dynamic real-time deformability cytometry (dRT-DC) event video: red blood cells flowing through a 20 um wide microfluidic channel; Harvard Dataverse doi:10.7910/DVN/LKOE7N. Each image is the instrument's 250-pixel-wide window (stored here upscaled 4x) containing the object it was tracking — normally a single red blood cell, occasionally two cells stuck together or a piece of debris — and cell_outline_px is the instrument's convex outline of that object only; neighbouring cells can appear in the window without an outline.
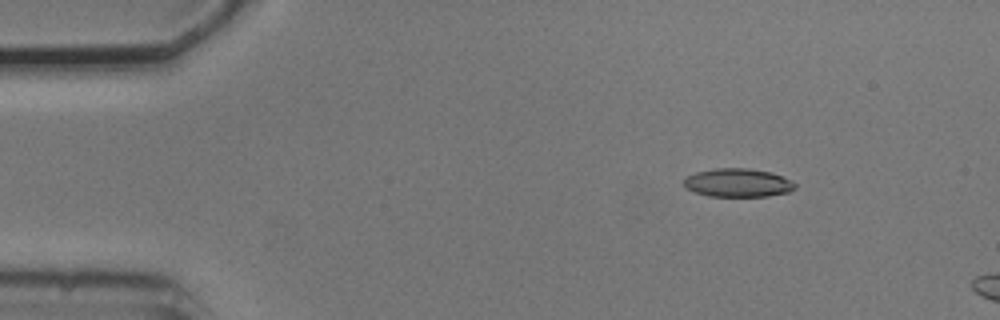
{"species": "common noctule bat (a hibernating species)", "species_latin": "Nyctalus noctula", "temperature_condition": "cold", "stored_images_in_passage": 12, "camera_frame_rate_fps": 3000, "um_per_image_px": 0.085, "animal": {"sex": "male", "body_mass_g": 20.5, "forearm_length_mm": 52.5}, "frame": {"image": 1, "passage_image": 7, "time_ms": 2.0, "image_size_px": [1000, 320], "cell_outline_px": [[796, 188], [788, 192], [768, 196], [708, 196], [696, 192], [688, 188], [684, 184], [684, 180], [688, 176], [696, 172], [716, 168], [748, 168], [772, 172], [796, 184]], "centroid_in_image_um": [62.73, 15.53], "position_along_channel_um": 22.3, "area_um2": 18.21}}